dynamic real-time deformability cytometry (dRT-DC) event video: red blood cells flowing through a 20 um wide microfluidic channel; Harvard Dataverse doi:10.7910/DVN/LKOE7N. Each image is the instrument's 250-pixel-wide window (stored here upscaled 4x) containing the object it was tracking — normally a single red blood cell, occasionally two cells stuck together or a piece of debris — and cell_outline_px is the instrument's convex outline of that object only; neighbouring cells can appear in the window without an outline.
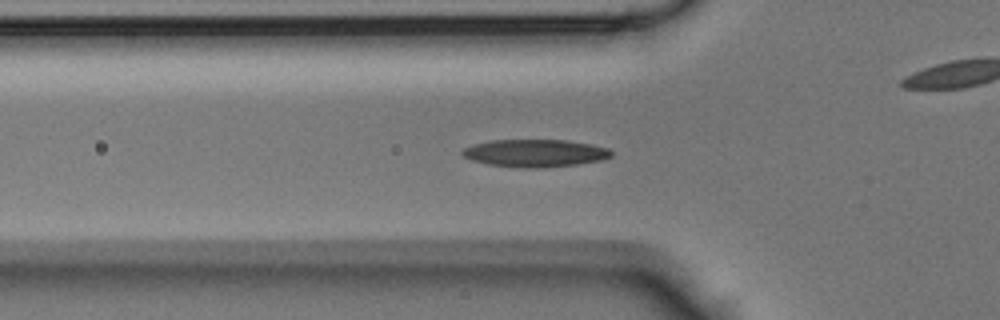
{"species": "Egyptian fruit bat (a non-hibernating species)", "species_latin": "Rousettus aegyptiacus", "temperature_condition": "room temperature", "stored_images_in_passage": 29, "camera_frame_rate_fps": 3000, "um_per_image_px": 0.085, "animal": {"sex": "male"}, "frame": {"image": 1, "passage_image": 5, "time_ms": 1.333, "image_size_px": [1000, 320], "cell_outline_px": [[612, 156], [600, 160], [576, 164], [524, 168], [488, 164], [472, 160], [464, 156], [460, 152], [464, 148], [472, 144], [492, 140], [568, 140], [592, 144], [608, 148], [612, 152]], "centroid_in_image_um": [45.46, 13.0], "position_along_channel_um": 80.3, "area_um2": 23.64}}
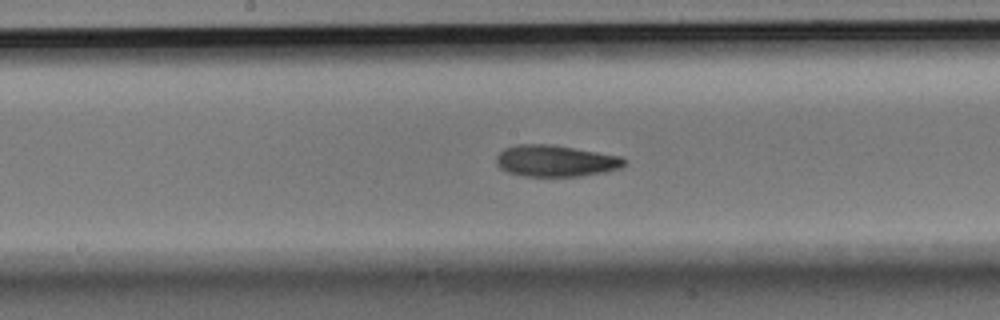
{"frame": {"image": 2, "passage_image": 13, "time_ms": 4.0, "image_size_px": [1000, 320], "cell_outline_px": [[624, 164], [620, 168], [608, 172], [580, 176], [524, 176], [508, 172], [500, 168], [496, 164], [496, 156], [504, 148], [516, 144], [552, 144], [620, 156], [624, 160]], "centroid_in_image_um": [47.2, 13.67], "position_along_channel_um": 201.0, "area_um2": 23.52}}
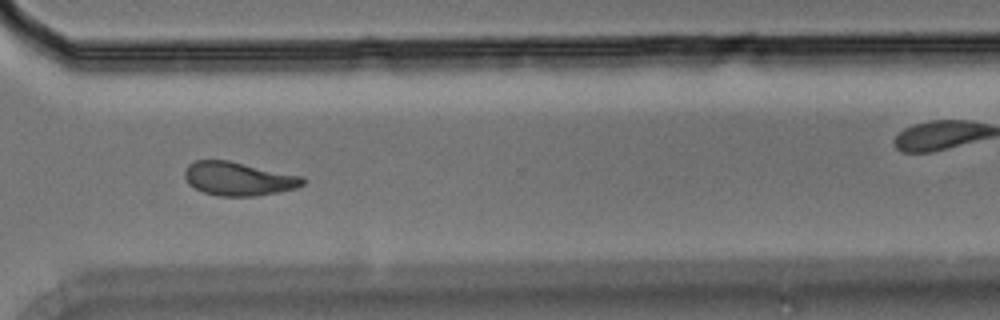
{"frame": {"image": 3, "passage_image": 23, "time_ms": 7.333, "image_size_px": [1000, 320], "cell_outline_px": [[304, 184], [296, 188], [256, 196], [216, 196], [204, 192], [188, 184], [184, 176], [184, 172], [188, 164], [196, 160], [228, 160], [304, 176]], "centroid_in_image_um": [20.26, 15.19], "position_along_channel_um": 350.3, "area_um2": 23.18}}